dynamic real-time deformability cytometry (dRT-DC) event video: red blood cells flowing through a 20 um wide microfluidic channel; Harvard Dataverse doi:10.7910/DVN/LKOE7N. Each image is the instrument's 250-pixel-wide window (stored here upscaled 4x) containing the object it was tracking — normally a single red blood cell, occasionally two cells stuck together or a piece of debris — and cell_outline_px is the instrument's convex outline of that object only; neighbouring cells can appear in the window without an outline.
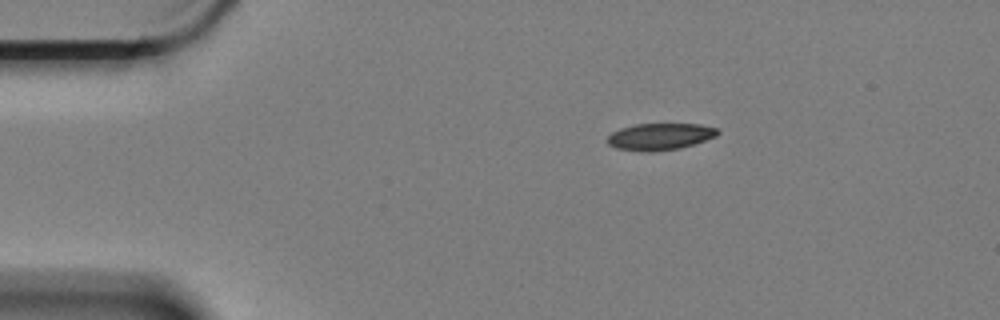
{"species": "Egyptian fruit bat (a non-hibernating species)", "species_latin": "Rousettus aegyptiacus", "temperature_condition": "cold", "stored_images_in_passage": 50, "camera_frame_rate_fps": 3000, "um_per_image_px": 0.085, "animal": {"sex": "female"}, "frame": {"image": 1, "passage_image": 1, "time_ms": 0.0, "image_size_px": [1000, 320], "cell_outline_px": [[720, 132], [716, 136], [680, 148], [652, 152], [648, 152], [616, 148], [608, 144], [608, 136], [612, 132], [620, 128], [636, 124], [700, 124], [720, 128]], "centroid_in_image_um": [56.11, 11.6], "position_along_channel_um": 28.9, "area_um2": 17.17}}
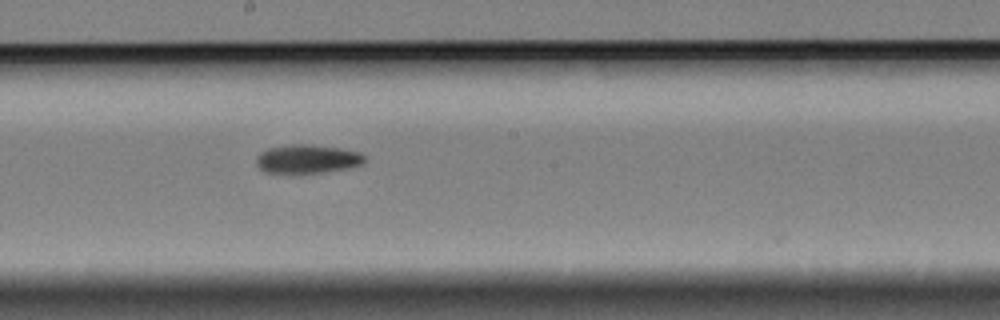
{"frame": {"image": 2, "passage_image": 23, "time_ms": 7.333, "image_size_px": [1000, 320], "cell_outline_px": [[364, 164], [348, 168], [320, 172], [264, 172], [256, 164], [256, 156], [260, 152], [268, 148], [292, 144], [304, 144], [340, 148], [360, 152], [364, 156]], "centroid_in_image_um": [26.12, 13.5], "position_along_channel_um": 222.1, "area_um2": 17.86}}
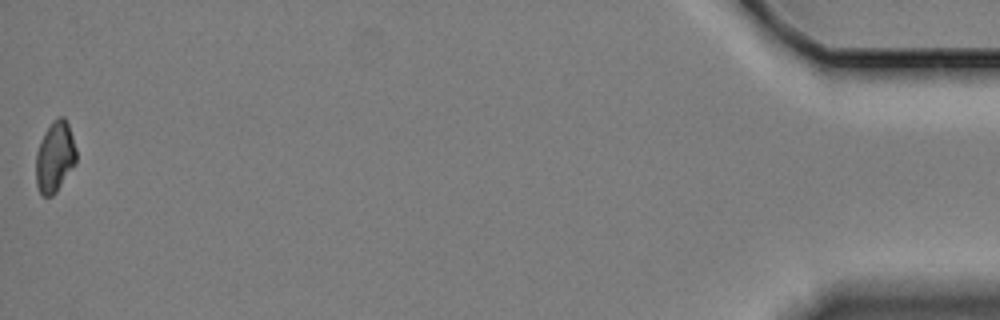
{"frame": {"image": 3, "passage_image": 50, "time_ms": 16.333, "image_size_px": [1000, 320], "cell_outline_px": [[76, 164], [56, 192], [52, 196], [44, 196], [40, 192], [36, 184], [36, 152], [40, 140], [44, 132], [52, 120], [56, 116], [64, 116], [68, 124], [76, 148]], "centroid_in_image_um": [4.66, 13.31], "position_along_channel_um": 430.5, "area_um2": 16.82}}